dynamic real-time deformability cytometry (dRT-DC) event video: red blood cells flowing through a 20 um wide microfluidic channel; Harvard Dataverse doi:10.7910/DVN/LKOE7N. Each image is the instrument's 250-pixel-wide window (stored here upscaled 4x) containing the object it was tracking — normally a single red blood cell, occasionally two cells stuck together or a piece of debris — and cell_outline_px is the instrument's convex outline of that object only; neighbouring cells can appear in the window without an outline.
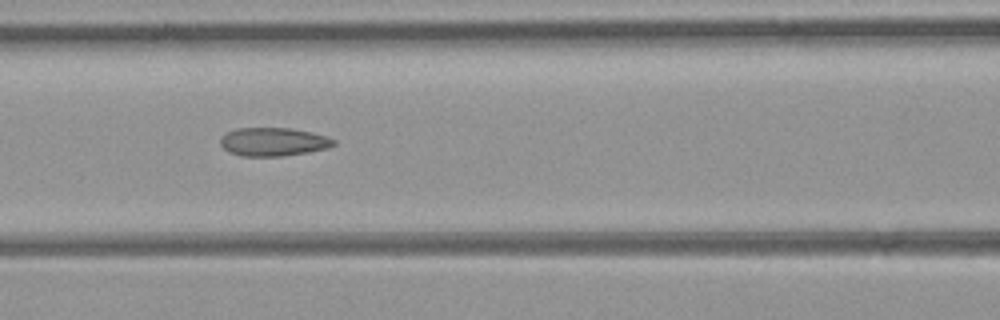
{"species": "common noctule bat (a hibernating species)", "species_latin": "Nyctalus noctula", "temperature_condition": "room temperature", "stored_images_in_passage": 25, "camera_frame_rate_fps": 3000, "um_per_image_px": 0.085, "animal": {"sex": "female", "body_mass_g": 21.9}, "frame": {"image": 1, "passage_image": 8, "time_ms": 2.333, "image_size_px": [1000, 320], "cell_outline_px": [[336, 144], [328, 148], [308, 152], [284, 156], [240, 156], [228, 152], [220, 144], [220, 140], [228, 132], [236, 128], [288, 128], [312, 132], [336, 140]], "centroid_in_image_um": [23.24, 12.06], "position_along_channel_um": 143.4, "area_um2": 18.73}, "authors_computed_cell_mechanics": {"area_um2": 19.2474, "velocity_mm_per_s": 4.405, "shape_relaxation_time_tau1_ms": 4.639, "shape_relaxation_time_tau2_ms": 1.2217, "deformation_change_tau1": 0.0883, "deformation_change_tau2": 0.055}}